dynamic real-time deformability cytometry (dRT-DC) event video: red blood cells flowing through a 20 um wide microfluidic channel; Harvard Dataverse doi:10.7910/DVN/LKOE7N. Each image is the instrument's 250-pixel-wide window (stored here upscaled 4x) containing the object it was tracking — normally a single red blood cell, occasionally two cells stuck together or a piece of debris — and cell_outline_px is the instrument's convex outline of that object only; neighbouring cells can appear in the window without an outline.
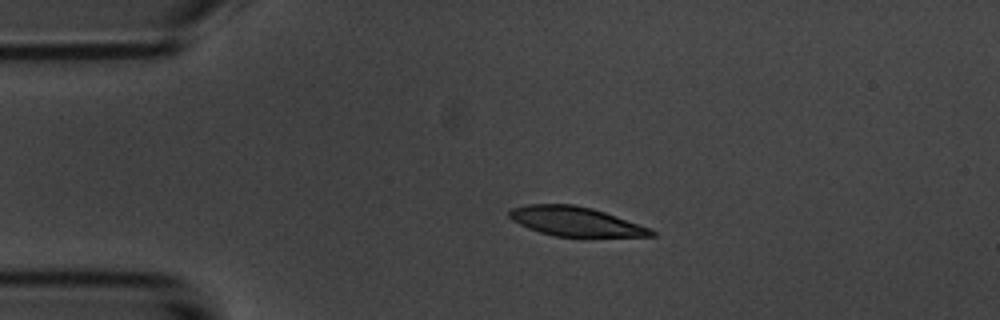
{"species": "common noctule bat (a hibernating species)", "species_latin": "Nyctalus noctula", "temperature_condition": "room temperature", "stored_images_in_passage": 3, "camera_frame_rate_fps": 3000, "um_per_image_px": 0.085, "animal": {"sex": "male", "body_mass_g": 20.1, "forearm_length_mm": 53.5}, "frame": {"image": 1, "passage_image": 2, "time_ms": 1.0, "image_size_px": [1000, 320], "cell_outline_px": [[656, 236], [552, 236], [528, 228], [512, 220], [508, 216], [508, 212], [512, 208], [528, 204], [572, 204], [592, 208], [652, 228], [656, 232]], "centroid_in_image_um": [48.92, 18.82], "position_along_channel_um": 36.1, "area_um2": 24.1}}